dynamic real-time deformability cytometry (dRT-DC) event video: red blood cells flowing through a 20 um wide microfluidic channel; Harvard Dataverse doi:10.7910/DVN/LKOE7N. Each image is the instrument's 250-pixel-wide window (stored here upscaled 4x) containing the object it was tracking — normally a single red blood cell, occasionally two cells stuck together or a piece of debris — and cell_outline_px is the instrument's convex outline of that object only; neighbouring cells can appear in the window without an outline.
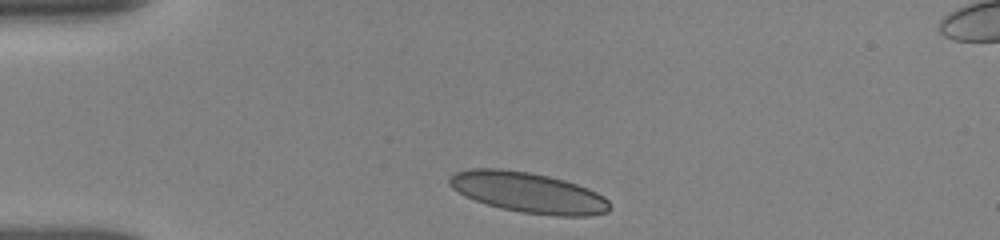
{"species": "human", "species_latin": "Homo sapiens", "temperature_condition": "room temperature", "stored_images_in_passage": 4, "camera_frame_rate_fps": 3000, "um_per_image_px": 0.085, "donor": {"sex": "female"}, "frame": {"image": 1, "passage_image": 1, "time_ms": 0.0, "image_size_px": [1000, 240], "cell_outline_px": [[612, 208], [608, 212], [588, 216], [556, 216], [520, 212], [500, 208], [464, 196], [452, 188], [448, 184], [448, 176], [456, 172], [472, 168], [500, 168], [528, 172], [548, 176], [564, 180], [588, 188], [604, 196], [608, 200]], "centroid_in_image_um": [44.9, 16.36], "position_along_channel_um": 40.1, "area_um2": 37.97}}
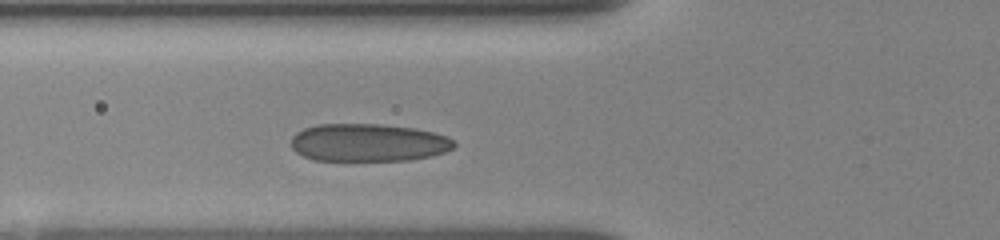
{"frame": {"image": 2, "passage_image": 4, "time_ms": 2.333, "image_size_px": [1000, 240], "cell_outline_px": [[456, 144], [452, 148], [444, 152], [432, 156], [408, 160], [316, 160], [304, 156], [296, 152], [292, 148], [292, 136], [296, 132], [304, 128], [320, 124], [380, 124], [416, 128], [448, 136]], "centroid_in_image_um": [31.31, 12.11], "position_along_channel_um": 94.5, "area_um2": 35.84}}